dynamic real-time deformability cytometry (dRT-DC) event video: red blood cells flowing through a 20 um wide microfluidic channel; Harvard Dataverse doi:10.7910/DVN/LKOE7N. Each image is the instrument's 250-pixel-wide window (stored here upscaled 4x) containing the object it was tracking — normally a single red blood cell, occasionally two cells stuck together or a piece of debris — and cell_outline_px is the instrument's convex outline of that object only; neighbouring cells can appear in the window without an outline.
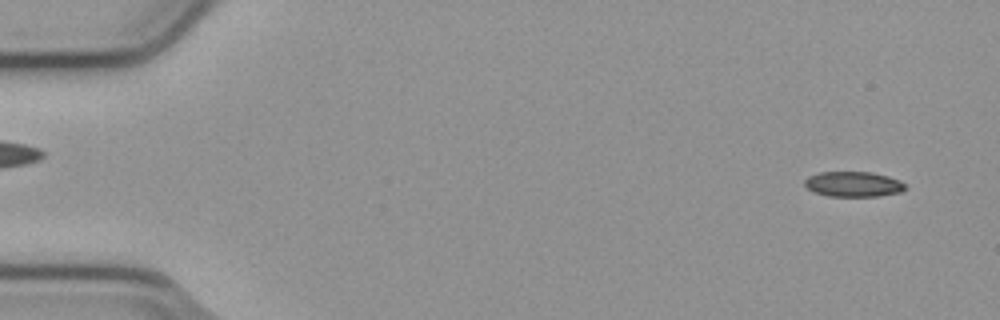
{"species": "common noctule bat (a hibernating species)", "species_latin": "Nyctalus noctula", "temperature_condition": "cold", "stored_images_in_passage": 13, "camera_frame_rate_fps": 3000, "um_per_image_px": 0.085, "animal": {"sex": "male", "body_mass_g": 23.1, "forearm_length_mm": 52.7}, "frame": {"image": 1, "passage_image": 1, "time_ms": 0.0, "image_size_px": [1000, 320], "cell_outline_px": [[904, 188], [900, 192], [880, 196], [828, 196], [812, 192], [804, 184], [804, 180], [808, 176], [820, 172], [872, 172], [888, 176], [900, 180], [904, 184]], "centroid_in_image_um": [72.5, 15.65], "position_along_channel_um": 12.5, "area_um2": 14.8}}
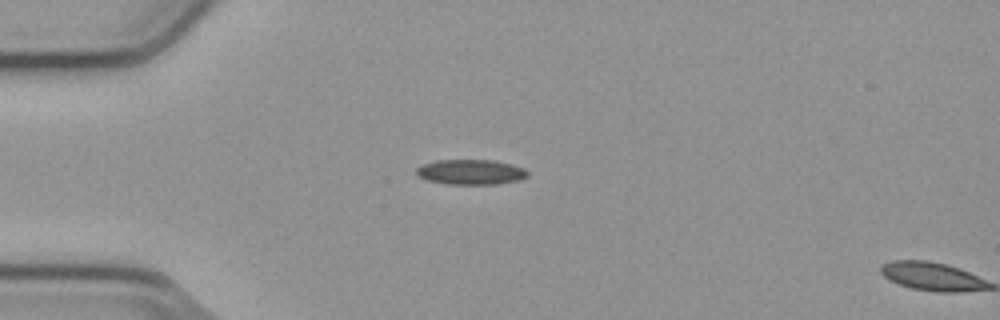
{"frame": {"image": 2, "passage_image": 12, "time_ms": 3.667, "image_size_px": [1000, 320], "cell_outline_px": [[528, 176], [520, 180], [496, 184], [444, 184], [428, 180], [420, 176], [416, 172], [416, 168], [420, 164], [436, 160], [492, 160], [512, 164], [524, 168], [528, 172]], "centroid_in_image_um": [40.02, 14.62], "position_along_channel_um": 45.0, "area_um2": 16.36}}